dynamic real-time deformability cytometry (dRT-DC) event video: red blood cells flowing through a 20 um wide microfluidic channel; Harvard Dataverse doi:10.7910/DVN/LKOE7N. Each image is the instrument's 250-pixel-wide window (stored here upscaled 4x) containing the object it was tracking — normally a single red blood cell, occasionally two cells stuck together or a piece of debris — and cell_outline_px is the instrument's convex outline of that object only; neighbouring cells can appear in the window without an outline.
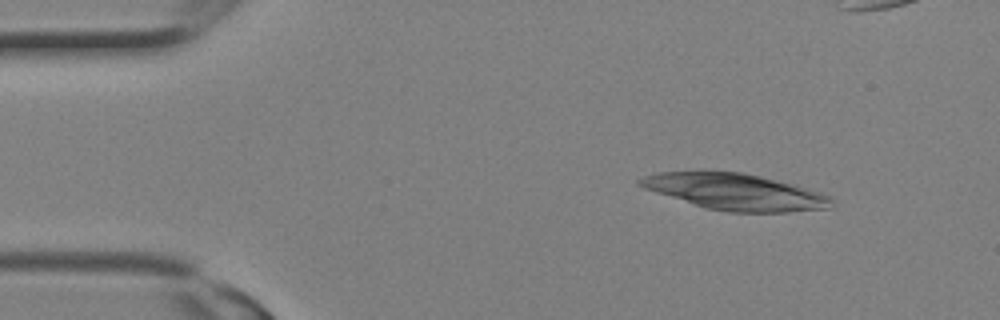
{"species": "Egyptian fruit bat (a non-hibernating species)", "species_latin": "Rousettus aegyptiacus", "temperature_condition": "room temperature", "stored_images_in_passage": 3, "camera_frame_rate_fps": 3000, "um_per_image_px": 0.085, "animal": {"sex": "female"}, "frame": {"image": 1, "passage_image": 1, "time_ms": 0.0, "image_size_px": [1000, 320], "cell_outline_px": [[832, 208], [788, 212], [728, 212], [704, 208], [644, 188], [636, 184], [636, 180], [644, 176], [656, 172], [744, 172], [808, 188], [832, 196]], "centroid_in_image_um": [62.51, 16.31], "position_along_channel_um": 22.5, "area_um2": 40.4}}